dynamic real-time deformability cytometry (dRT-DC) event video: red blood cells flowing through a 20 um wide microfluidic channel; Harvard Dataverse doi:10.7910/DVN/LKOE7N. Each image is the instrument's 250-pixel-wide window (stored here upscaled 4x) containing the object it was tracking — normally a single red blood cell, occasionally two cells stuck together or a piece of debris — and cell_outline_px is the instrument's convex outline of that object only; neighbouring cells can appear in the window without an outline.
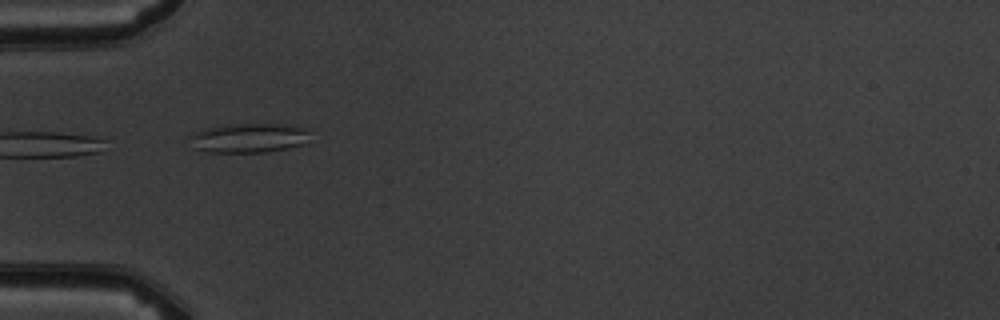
{"species": "common noctule bat (a hibernating species)", "species_latin": "Nyctalus noctula", "temperature_condition": "warm", "stored_images_in_passage": 5, "camera_frame_rate_fps": 3000, "um_per_image_px": 0.085, "animal": {"sex": "male", "body_mass_g": 19.5, "forearm_length_mm": 54.6}, "frame": {"image": 1, "passage_image": 3, "time_ms": 3.0, "image_size_px": [1000, 320], "cell_outline_px": [[308, 132], [300, 144], [288, 148], [264, 152], [208, 152], [196, 148], [188, 136], [192, 132], [216, 124], [268, 124], [304, 128]], "centroid_in_image_um": [20.98, 11.72], "position_along_channel_um": 64.0, "area_um2": 20.17}}
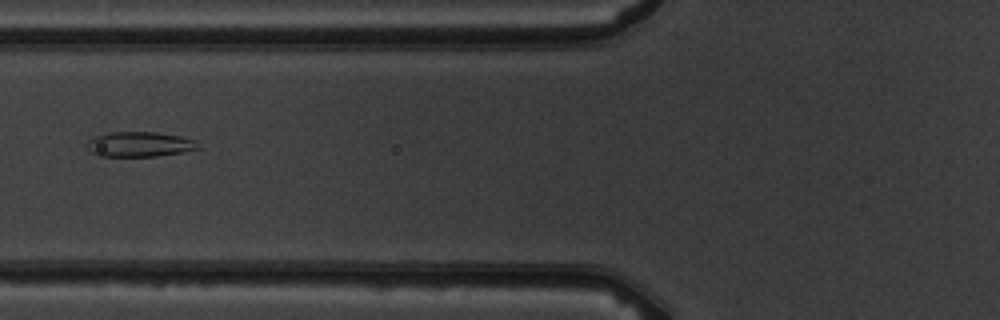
{"frame": {"image": 2, "passage_image": 4, "time_ms": 4.333, "image_size_px": [1000, 320], "cell_outline_px": [[200, 148], [180, 152], [156, 156], [96, 156], [84, 144], [88, 140], [96, 136], [108, 132], [156, 132], [180, 136], [192, 140]], "centroid_in_image_um": [11.78, 12.26], "position_along_channel_um": 114.0, "area_um2": 16.01}}